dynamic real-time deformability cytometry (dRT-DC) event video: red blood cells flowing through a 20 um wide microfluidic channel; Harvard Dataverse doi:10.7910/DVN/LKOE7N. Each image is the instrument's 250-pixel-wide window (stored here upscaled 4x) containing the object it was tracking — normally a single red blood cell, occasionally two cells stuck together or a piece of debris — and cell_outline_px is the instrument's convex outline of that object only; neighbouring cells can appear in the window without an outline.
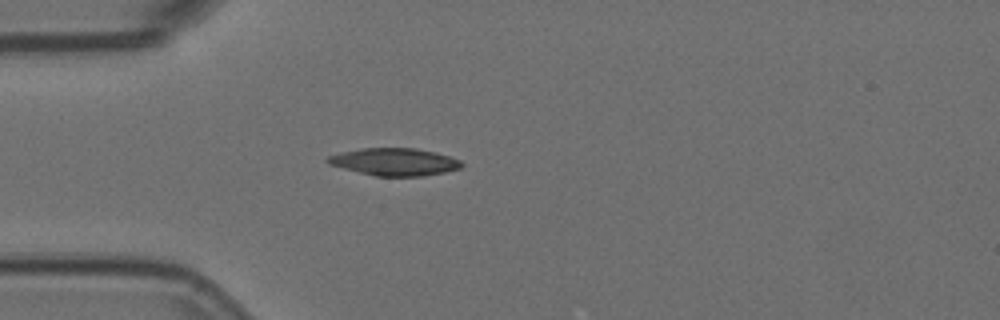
{"species": "Egyptian fruit bat (a non-hibernating species)", "species_latin": "Rousettus aegyptiacus", "temperature_condition": "room temperature", "stored_images_in_passage": 1, "camera_frame_rate_fps": 3000, "um_per_image_px": 0.085, "animal": {"sex": "female"}, "frame": {"image": 1, "passage_image": 1, "time_ms": 0.0, "image_size_px": [1000, 320], "cell_outline_px": [[464, 164], [460, 168], [444, 172], [424, 176], [376, 176], [328, 164], [324, 160], [328, 156], [340, 152], [360, 148], [416, 148], [436, 152], [460, 160]], "centroid_in_image_um": [33.52, 13.75], "position_along_channel_um": 51.5, "area_um2": 21.39}}